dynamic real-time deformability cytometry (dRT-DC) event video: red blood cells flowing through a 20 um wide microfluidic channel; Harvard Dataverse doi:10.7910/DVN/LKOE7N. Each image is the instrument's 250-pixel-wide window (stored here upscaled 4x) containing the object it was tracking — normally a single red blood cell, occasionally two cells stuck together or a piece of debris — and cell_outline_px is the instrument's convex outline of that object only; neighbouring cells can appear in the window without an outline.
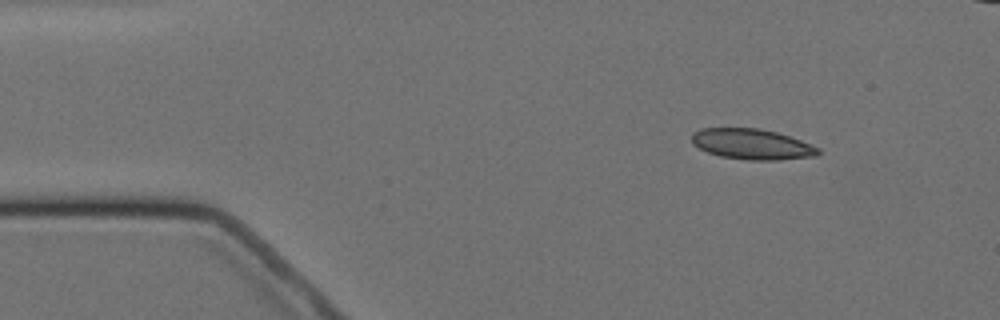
{"species": "Egyptian fruit bat (a non-hibernating species)", "species_latin": "Rousettus aegyptiacus", "temperature_condition": "cold", "stored_images_in_passage": 6, "camera_frame_rate_fps": 3000, "um_per_image_px": 0.085, "animal": {"sex": "female"}, "frame": {"image": 1, "passage_image": 1, "time_ms": 0.0, "image_size_px": [1000, 320], "cell_outline_px": [[820, 152], [816, 156], [776, 160], [748, 160], [720, 156], [708, 152], [692, 144], [692, 132], [700, 128], [760, 128], [776, 132], [800, 140], [820, 148]], "centroid_in_image_um": [63.9, 12.25], "position_along_channel_um": 21.1, "area_um2": 22.48}}
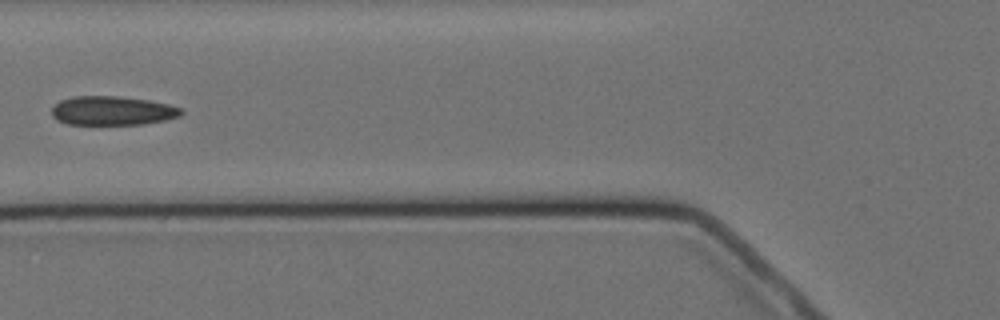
{"frame": {"image": 2, "passage_image": 5, "time_ms": 4.667, "image_size_px": [1000, 320], "cell_outline_px": [[184, 112], [180, 116], [164, 120], [144, 124], [68, 124], [56, 120], [52, 116], [52, 104], [60, 100], [72, 96], [116, 96], [148, 100], [168, 104], [180, 108]], "centroid_in_image_um": [9.51, 9.4], "position_along_channel_um": 116.3, "area_um2": 21.96}}
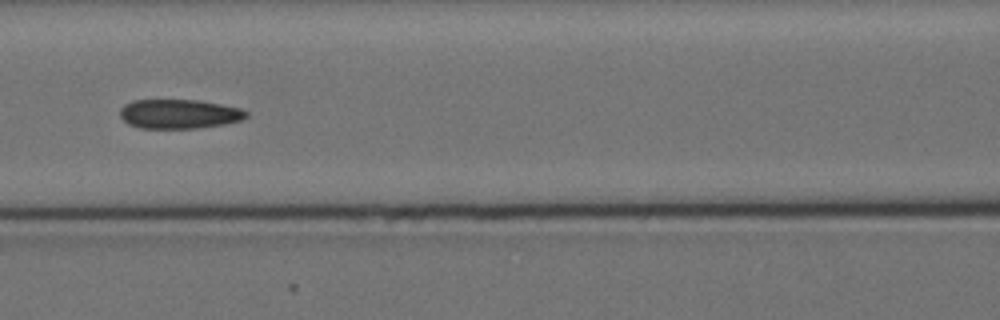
{"frame": {"image": 3, "passage_image": 6, "time_ms": 5.667, "image_size_px": [1000, 320], "cell_outline_px": [[248, 116], [240, 120], [224, 124], [200, 128], [140, 128], [128, 124], [120, 116], [120, 108], [124, 104], [132, 100], [196, 100], [220, 104], [240, 108], [248, 112]], "centroid_in_image_um": [15.2, 9.68], "position_along_channel_um": 151.4, "area_um2": 21.56}}